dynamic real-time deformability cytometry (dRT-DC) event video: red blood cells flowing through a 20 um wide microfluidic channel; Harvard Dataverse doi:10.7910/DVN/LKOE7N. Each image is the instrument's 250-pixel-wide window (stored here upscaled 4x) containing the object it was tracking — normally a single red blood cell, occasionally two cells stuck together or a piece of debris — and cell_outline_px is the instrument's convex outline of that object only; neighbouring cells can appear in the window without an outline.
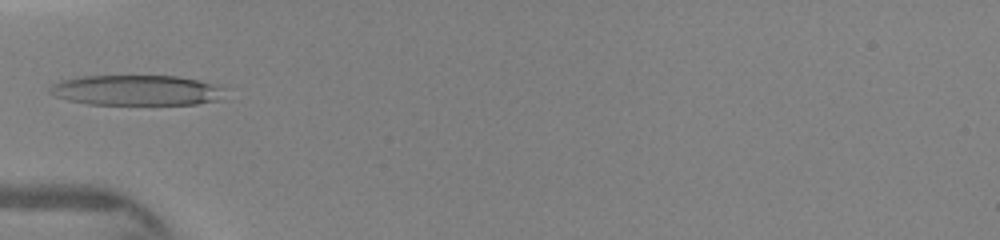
{"species": "human", "species_latin": "Homo sapiens", "temperature_condition": "warm", "stored_images_in_passage": 2, "camera_frame_rate_fps": 3000, "um_per_image_px": 0.085, "donor": {"sex": "female"}, "frame": {"image": 1, "passage_image": 1, "time_ms": 0.0, "image_size_px": [1000, 240], "cell_outline_px": [[232, 88], [216, 100], [196, 104], [88, 104], [68, 100], [52, 96], [48, 92], [48, 88], [52, 84], [64, 80], [84, 76], [176, 76], [196, 80]], "centroid_in_image_um": [11.62, 7.67], "position_along_channel_um": 73.4, "area_um2": 31.04}}